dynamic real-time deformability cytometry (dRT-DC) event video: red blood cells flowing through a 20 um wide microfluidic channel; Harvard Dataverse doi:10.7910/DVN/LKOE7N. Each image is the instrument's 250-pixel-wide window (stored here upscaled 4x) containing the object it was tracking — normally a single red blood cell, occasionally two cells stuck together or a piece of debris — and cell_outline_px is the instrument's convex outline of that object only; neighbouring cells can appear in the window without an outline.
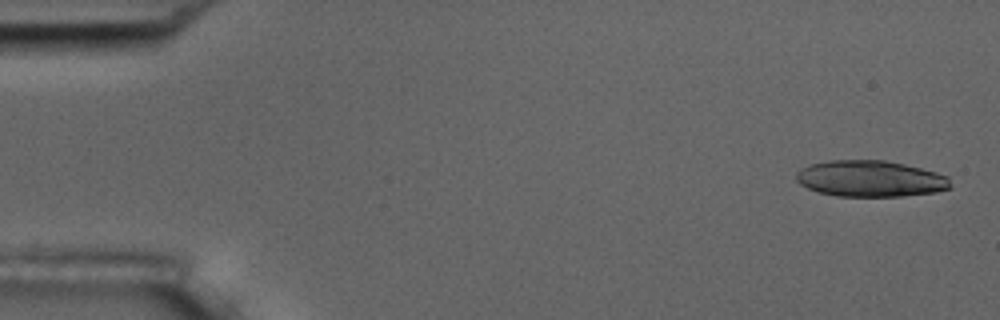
{"species": "common noctule bat (a hibernating species)", "species_latin": "Nyctalus noctula", "temperature_condition": "room temperature", "stored_images_in_passage": 4, "camera_frame_rate_fps": 3000, "um_per_image_px": 0.085, "animal": {"sex": "male", "body_mass_g": 17.5, "forearm_length_mm": 52.3}, "frame": {"image": 1, "passage_image": 1, "time_ms": 0.0, "image_size_px": [1000, 320], "cell_outline_px": [[952, 188], [936, 192], [904, 196], [836, 196], [820, 192], [808, 188], [800, 184], [796, 180], [796, 172], [800, 168], [812, 164], [828, 160], [884, 160], [904, 164], [936, 172], [948, 176]], "centroid_in_image_um": [73.99, 15.19], "position_along_channel_um": 11.0, "area_um2": 32.66}}